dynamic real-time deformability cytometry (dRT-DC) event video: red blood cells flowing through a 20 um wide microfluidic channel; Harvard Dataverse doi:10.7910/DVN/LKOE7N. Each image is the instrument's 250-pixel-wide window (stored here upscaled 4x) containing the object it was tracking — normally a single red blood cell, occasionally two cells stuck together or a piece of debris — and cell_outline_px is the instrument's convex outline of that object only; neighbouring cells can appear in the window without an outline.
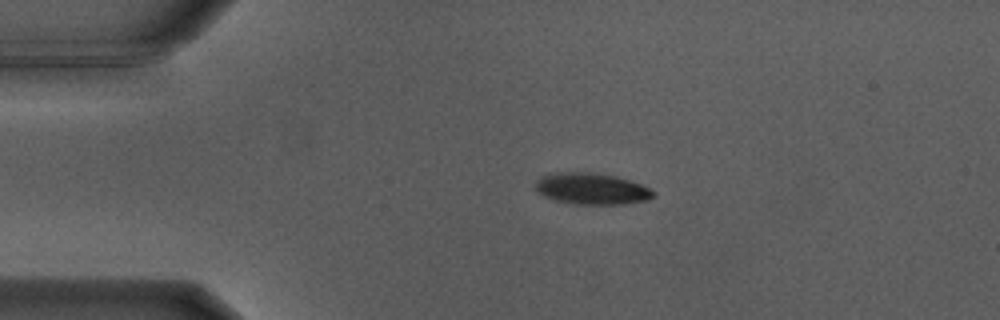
{"species": "Egyptian fruit bat (a non-hibernating species)", "species_latin": "Rousettus aegyptiacus", "temperature_condition": "warm", "stored_images_in_passage": 43, "camera_frame_rate_fps": 3000, "um_per_image_px": 0.085, "animal": {"sex": "male"}, "frame": {"image": 1, "passage_image": 1, "time_ms": 0.0, "image_size_px": [1000, 320], "cell_outline_px": [[656, 192], [648, 200], [620, 204], [576, 204], [556, 200], [540, 192], [536, 188], [536, 180], [544, 176], [556, 172], [588, 172], [616, 176], [640, 184]], "centroid_in_image_um": [50.31, 16.03], "position_along_channel_um": 34.7, "area_um2": 21.1}}
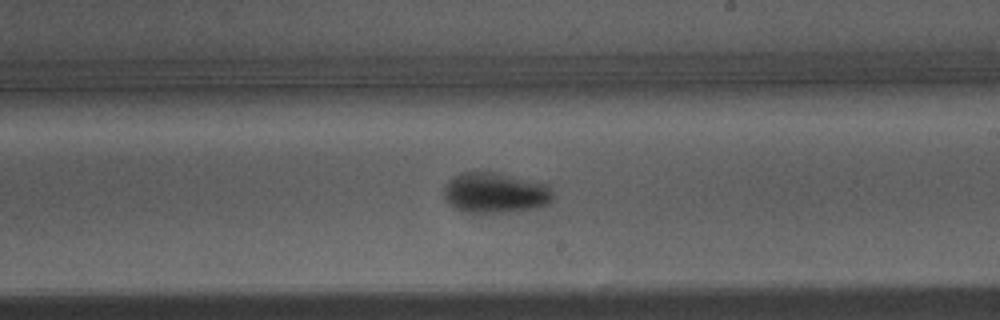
{"frame": {"image": 2, "passage_image": 21, "time_ms": 6.667, "image_size_px": [1000, 320], "cell_outline_px": [[552, 200], [548, 204], [536, 208], [504, 212], [460, 212], [444, 196], [444, 184], [452, 176], [460, 172], [496, 172], [548, 184], [552, 192]], "centroid_in_image_um": [42.08, 16.37], "position_along_channel_um": 246.9, "area_um2": 25.72}}
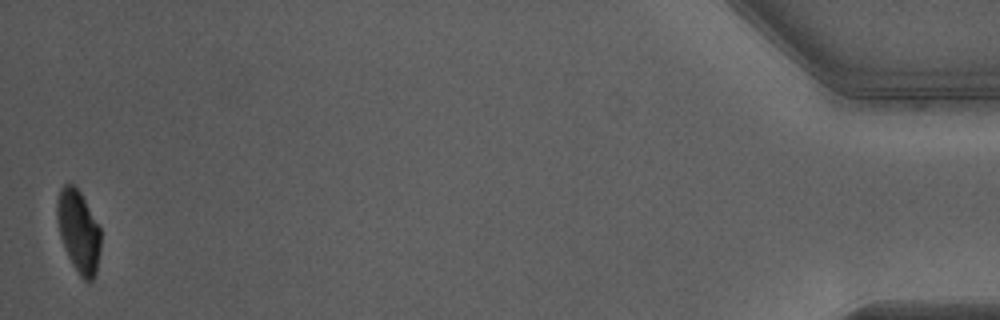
{"frame": {"image": 3, "passage_image": 43, "time_ms": 14.0, "image_size_px": [1000, 320], "cell_outline_px": [[100, 252], [96, 272], [92, 280], [88, 284], [80, 276], [72, 264], [64, 248], [60, 236], [56, 216], [56, 204], [60, 188], [64, 184], [72, 184], [80, 192], [100, 228]], "centroid_in_image_um": [6.66, 19.68], "position_along_channel_um": 428.5, "area_um2": 20.92}, "authors_computed_cell_mechanics": {"area_um2": 24.9118, "velocity_mm_per_s": 3.8119, "shape_relaxation_time_tau1_ms": 1.852, "shape_relaxation_time_tau2_ms": null, "deformation_change_tau1": 0.166, "deformation_change_tau2": null}}